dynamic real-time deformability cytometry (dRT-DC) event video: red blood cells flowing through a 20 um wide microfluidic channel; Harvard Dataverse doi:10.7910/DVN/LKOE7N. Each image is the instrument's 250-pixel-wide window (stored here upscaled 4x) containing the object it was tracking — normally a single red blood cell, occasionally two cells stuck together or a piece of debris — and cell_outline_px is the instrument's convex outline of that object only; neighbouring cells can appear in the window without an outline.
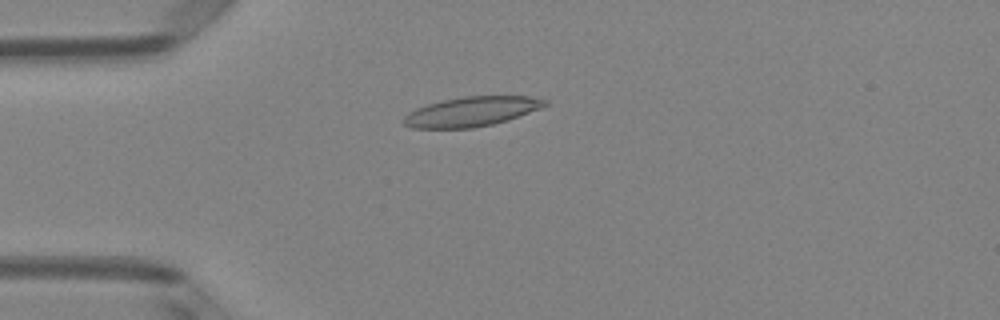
{"species": "Egyptian fruit bat (a non-hibernating species)", "species_latin": "Rousettus aegyptiacus", "temperature_condition": "room temperature", "stored_images_in_passage": 50, "camera_frame_rate_fps": 3000, "um_per_image_px": 0.085, "animal": {"sex": "female"}, "frame": {"image": 1, "passage_image": 13, "time_ms": 4.0, "image_size_px": [1000, 320], "cell_outline_px": [[548, 104], [540, 108], [508, 120], [492, 124], [472, 128], [412, 128], [404, 124], [404, 116], [408, 112], [416, 108], [428, 104], [444, 100], [464, 96], [528, 96], [548, 100]], "centroid_in_image_um": [40.08, 9.48], "position_along_channel_um": 44.9, "area_um2": 24.22}}
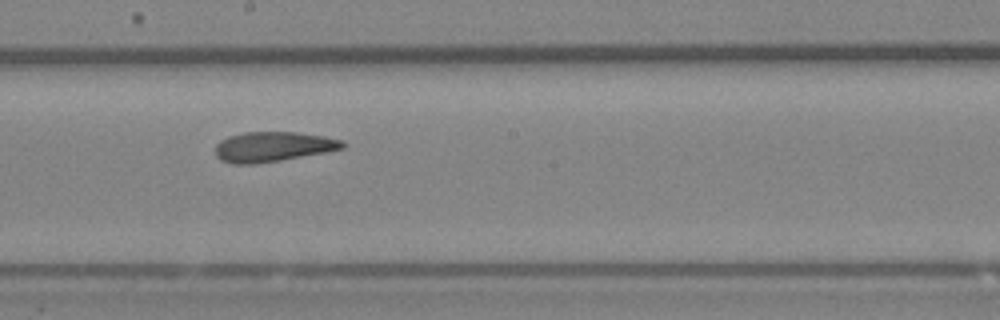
{"frame": {"image": 2, "passage_image": 28, "time_ms": 9.0, "image_size_px": [1000, 320], "cell_outline_px": [[344, 148], [328, 152], [256, 164], [232, 164], [220, 160], [216, 156], [216, 144], [220, 140], [228, 136], [244, 132], [296, 132], [324, 136], [344, 140]], "centroid_in_image_um": [23.2, 12.47], "position_along_channel_um": 225.0, "area_um2": 22.37}}
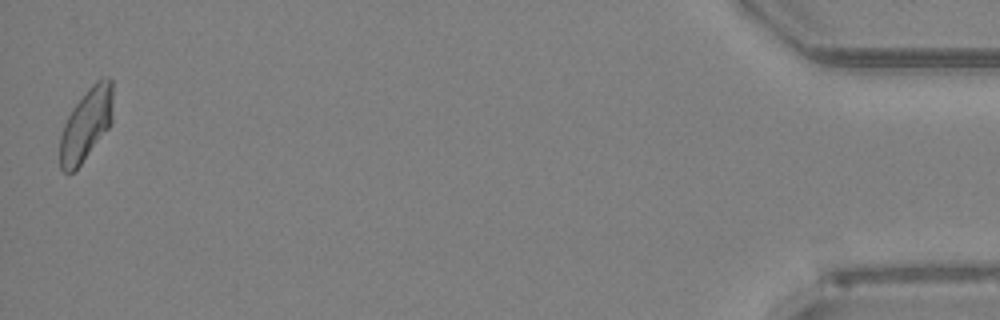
{"frame": {"image": 3, "passage_image": 50, "time_ms": 16.333, "image_size_px": [1000, 320], "cell_outline_px": [[112, 124], [80, 164], [72, 172], [64, 172], [60, 168], [60, 136], [64, 124], [72, 108], [88, 88], [96, 80], [104, 76], [108, 76], [112, 80]], "centroid_in_image_um": [7.34, 10.54], "position_along_channel_um": 427.9, "area_um2": 22.25}, "authors_computed_cell_mechanics": {"area_um2": 22.8888, "velocity_mm_per_s": 4.0012, "shape_relaxation_time_tau1_ms": null, "shape_relaxation_time_tau2_ms": 3.0596, "deformation_change_tau1": null, "deformation_change_tau2": 0.102}}